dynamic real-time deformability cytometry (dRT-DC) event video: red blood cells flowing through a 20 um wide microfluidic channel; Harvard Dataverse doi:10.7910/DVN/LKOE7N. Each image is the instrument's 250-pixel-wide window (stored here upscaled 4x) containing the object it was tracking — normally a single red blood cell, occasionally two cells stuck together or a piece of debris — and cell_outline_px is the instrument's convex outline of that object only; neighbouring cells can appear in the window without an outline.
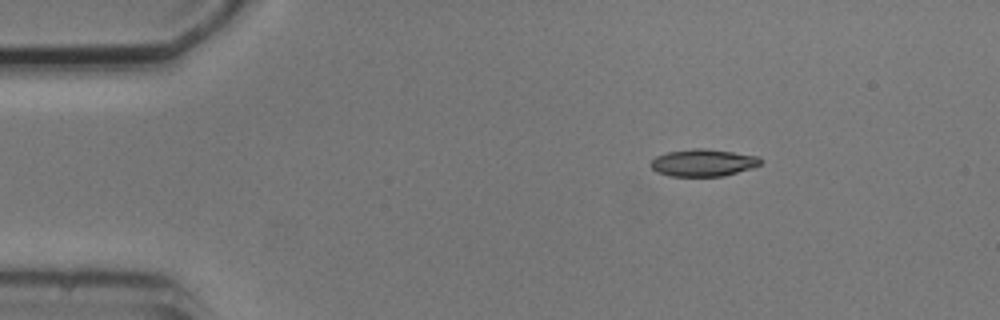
{"species": "common noctule bat (a hibernating species)", "species_latin": "Nyctalus noctula", "temperature_condition": "cold", "stored_images_in_passage": 3, "camera_frame_rate_fps": 3000, "um_per_image_px": 0.085, "animal": {"sex": "male", "body_mass_g": 20.5, "forearm_length_mm": 52.5}, "frame": {"image": 1, "passage_image": 1, "time_ms": 0.0, "image_size_px": [1000, 320], "cell_outline_px": [[764, 160], [760, 164], [752, 168], [724, 176], [668, 176], [656, 172], [648, 164], [656, 156], [668, 152], [692, 148], [704, 148], [760, 156]], "centroid_in_image_um": [59.77, 13.83], "position_along_channel_um": 25.2, "area_um2": 17.57}}